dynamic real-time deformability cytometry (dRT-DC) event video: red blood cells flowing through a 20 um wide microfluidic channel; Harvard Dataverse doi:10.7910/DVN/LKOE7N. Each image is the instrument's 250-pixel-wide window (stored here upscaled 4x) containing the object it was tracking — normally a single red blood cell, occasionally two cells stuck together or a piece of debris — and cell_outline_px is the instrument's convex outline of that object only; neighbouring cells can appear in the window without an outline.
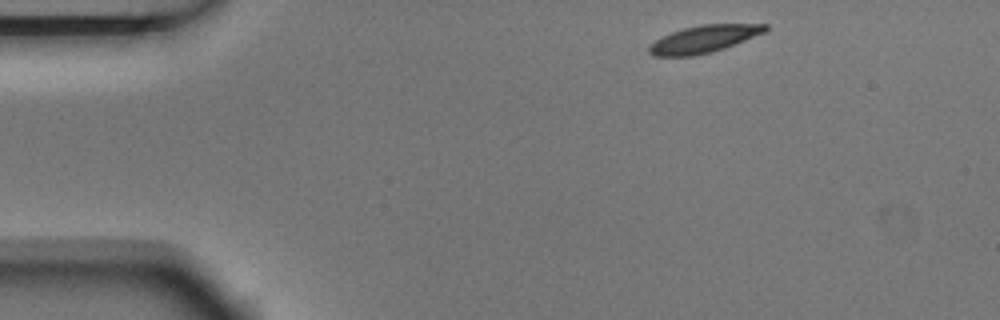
{"species": "Egyptian fruit bat (a non-hibernating species)", "species_latin": "Rousettus aegyptiacus", "temperature_condition": "room temperature", "stored_images_in_passage": 3, "camera_frame_rate_fps": 3000, "um_per_image_px": 0.085, "animal": {"sex": "male"}, "frame": {"image": 1, "passage_image": 1, "time_ms": 0.0, "image_size_px": [1000, 320], "cell_outline_px": [[768, 28], [764, 32], [724, 48], [712, 52], [692, 56], [652, 56], [648, 52], [648, 44], [660, 36], [684, 28], [700, 24], [768, 24]], "centroid_in_image_um": [59.75, 3.32], "position_along_channel_um": 25.3, "area_um2": 18.5}}